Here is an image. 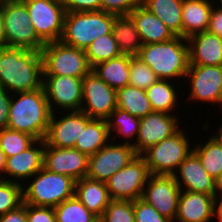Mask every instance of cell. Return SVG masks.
<instances>
[{"label": "cell", "mask_w": 222, "mask_h": 222, "mask_svg": "<svg viewBox=\"0 0 222 222\" xmlns=\"http://www.w3.org/2000/svg\"><path fill=\"white\" fill-rule=\"evenodd\" d=\"M18 1H20V2H26V1H29V0H18Z\"/></svg>", "instance_id": "db71d44e"}, {"label": "cell", "mask_w": 222, "mask_h": 222, "mask_svg": "<svg viewBox=\"0 0 222 222\" xmlns=\"http://www.w3.org/2000/svg\"><path fill=\"white\" fill-rule=\"evenodd\" d=\"M134 214L135 222H174L141 198L134 200Z\"/></svg>", "instance_id": "ab89813d"}, {"label": "cell", "mask_w": 222, "mask_h": 222, "mask_svg": "<svg viewBox=\"0 0 222 222\" xmlns=\"http://www.w3.org/2000/svg\"><path fill=\"white\" fill-rule=\"evenodd\" d=\"M82 79L71 76H43V89L50 109L55 113L80 111L82 106ZM55 107V108H54Z\"/></svg>", "instance_id": "5bb4252c"}, {"label": "cell", "mask_w": 222, "mask_h": 222, "mask_svg": "<svg viewBox=\"0 0 222 222\" xmlns=\"http://www.w3.org/2000/svg\"><path fill=\"white\" fill-rule=\"evenodd\" d=\"M89 157L75 148H57L45 142L43 168L78 181L86 177Z\"/></svg>", "instance_id": "e0dca14e"}, {"label": "cell", "mask_w": 222, "mask_h": 222, "mask_svg": "<svg viewBox=\"0 0 222 222\" xmlns=\"http://www.w3.org/2000/svg\"><path fill=\"white\" fill-rule=\"evenodd\" d=\"M189 46V65H222V38L199 32L187 38Z\"/></svg>", "instance_id": "7402d4cb"}, {"label": "cell", "mask_w": 222, "mask_h": 222, "mask_svg": "<svg viewBox=\"0 0 222 222\" xmlns=\"http://www.w3.org/2000/svg\"><path fill=\"white\" fill-rule=\"evenodd\" d=\"M5 165H6V156L0 148V178L3 176Z\"/></svg>", "instance_id": "f907efd6"}, {"label": "cell", "mask_w": 222, "mask_h": 222, "mask_svg": "<svg viewBox=\"0 0 222 222\" xmlns=\"http://www.w3.org/2000/svg\"><path fill=\"white\" fill-rule=\"evenodd\" d=\"M99 220L100 222H135L134 201L112 199Z\"/></svg>", "instance_id": "f35d334b"}, {"label": "cell", "mask_w": 222, "mask_h": 222, "mask_svg": "<svg viewBox=\"0 0 222 222\" xmlns=\"http://www.w3.org/2000/svg\"><path fill=\"white\" fill-rule=\"evenodd\" d=\"M51 115L43 88L14 93L10 101L7 128L30 134L36 140H45Z\"/></svg>", "instance_id": "7a4b0ae2"}, {"label": "cell", "mask_w": 222, "mask_h": 222, "mask_svg": "<svg viewBox=\"0 0 222 222\" xmlns=\"http://www.w3.org/2000/svg\"><path fill=\"white\" fill-rule=\"evenodd\" d=\"M214 183H215L214 197L216 200L222 199V172L214 179Z\"/></svg>", "instance_id": "c3c4849f"}, {"label": "cell", "mask_w": 222, "mask_h": 222, "mask_svg": "<svg viewBox=\"0 0 222 222\" xmlns=\"http://www.w3.org/2000/svg\"><path fill=\"white\" fill-rule=\"evenodd\" d=\"M44 149L45 140H36L26 150L13 156L6 157L4 174L0 179L25 185V182L21 183V181L30 179L43 168Z\"/></svg>", "instance_id": "d6986e66"}, {"label": "cell", "mask_w": 222, "mask_h": 222, "mask_svg": "<svg viewBox=\"0 0 222 222\" xmlns=\"http://www.w3.org/2000/svg\"><path fill=\"white\" fill-rule=\"evenodd\" d=\"M183 0H141V5L159 18L175 36L182 37Z\"/></svg>", "instance_id": "83f0119b"}, {"label": "cell", "mask_w": 222, "mask_h": 222, "mask_svg": "<svg viewBox=\"0 0 222 222\" xmlns=\"http://www.w3.org/2000/svg\"><path fill=\"white\" fill-rule=\"evenodd\" d=\"M117 108L129 114L143 118L151 113L152 106L145 90L133 86H125L116 90Z\"/></svg>", "instance_id": "4dcf8cb0"}, {"label": "cell", "mask_w": 222, "mask_h": 222, "mask_svg": "<svg viewBox=\"0 0 222 222\" xmlns=\"http://www.w3.org/2000/svg\"><path fill=\"white\" fill-rule=\"evenodd\" d=\"M40 52L43 76L83 78L92 70L85 50L66 45L61 40L45 43Z\"/></svg>", "instance_id": "8992f818"}, {"label": "cell", "mask_w": 222, "mask_h": 222, "mask_svg": "<svg viewBox=\"0 0 222 222\" xmlns=\"http://www.w3.org/2000/svg\"><path fill=\"white\" fill-rule=\"evenodd\" d=\"M179 117L173 114L152 111L140 118V127L135 142L134 151L141 155L149 147L173 136L181 128Z\"/></svg>", "instance_id": "9a60e30c"}, {"label": "cell", "mask_w": 222, "mask_h": 222, "mask_svg": "<svg viewBox=\"0 0 222 222\" xmlns=\"http://www.w3.org/2000/svg\"><path fill=\"white\" fill-rule=\"evenodd\" d=\"M218 7L213 5L207 31L222 38V9Z\"/></svg>", "instance_id": "f6af8a7d"}, {"label": "cell", "mask_w": 222, "mask_h": 222, "mask_svg": "<svg viewBox=\"0 0 222 222\" xmlns=\"http://www.w3.org/2000/svg\"><path fill=\"white\" fill-rule=\"evenodd\" d=\"M137 57L151 68L158 79H185L189 68L187 38L175 36L166 42L145 44Z\"/></svg>", "instance_id": "3957f363"}, {"label": "cell", "mask_w": 222, "mask_h": 222, "mask_svg": "<svg viewBox=\"0 0 222 222\" xmlns=\"http://www.w3.org/2000/svg\"><path fill=\"white\" fill-rule=\"evenodd\" d=\"M6 46L7 44H6L4 21H3V15H2V0H0V49L5 48Z\"/></svg>", "instance_id": "7dc6e473"}, {"label": "cell", "mask_w": 222, "mask_h": 222, "mask_svg": "<svg viewBox=\"0 0 222 222\" xmlns=\"http://www.w3.org/2000/svg\"><path fill=\"white\" fill-rule=\"evenodd\" d=\"M130 56L119 55L99 63L92 71L111 88L119 89L129 85Z\"/></svg>", "instance_id": "f1b7e54d"}, {"label": "cell", "mask_w": 222, "mask_h": 222, "mask_svg": "<svg viewBox=\"0 0 222 222\" xmlns=\"http://www.w3.org/2000/svg\"><path fill=\"white\" fill-rule=\"evenodd\" d=\"M86 56L91 68L121 55L113 32L94 40L86 49Z\"/></svg>", "instance_id": "836d02e7"}, {"label": "cell", "mask_w": 222, "mask_h": 222, "mask_svg": "<svg viewBox=\"0 0 222 222\" xmlns=\"http://www.w3.org/2000/svg\"><path fill=\"white\" fill-rule=\"evenodd\" d=\"M129 15L134 20L143 45L166 42L175 37L173 32L159 18L141 4L134 8Z\"/></svg>", "instance_id": "603a6c76"}, {"label": "cell", "mask_w": 222, "mask_h": 222, "mask_svg": "<svg viewBox=\"0 0 222 222\" xmlns=\"http://www.w3.org/2000/svg\"><path fill=\"white\" fill-rule=\"evenodd\" d=\"M23 3L29 13L30 24L44 43L61 40L66 14L62 0H29Z\"/></svg>", "instance_id": "9c48e42d"}, {"label": "cell", "mask_w": 222, "mask_h": 222, "mask_svg": "<svg viewBox=\"0 0 222 222\" xmlns=\"http://www.w3.org/2000/svg\"><path fill=\"white\" fill-rule=\"evenodd\" d=\"M173 84L175 83L171 80L158 79L146 90V94L153 111L167 114H171L172 111H176L178 108L176 106H178V101L180 100H178V89L176 90L177 87Z\"/></svg>", "instance_id": "f546056e"}, {"label": "cell", "mask_w": 222, "mask_h": 222, "mask_svg": "<svg viewBox=\"0 0 222 222\" xmlns=\"http://www.w3.org/2000/svg\"><path fill=\"white\" fill-rule=\"evenodd\" d=\"M23 184L0 179V216L23 203Z\"/></svg>", "instance_id": "74e56055"}, {"label": "cell", "mask_w": 222, "mask_h": 222, "mask_svg": "<svg viewBox=\"0 0 222 222\" xmlns=\"http://www.w3.org/2000/svg\"><path fill=\"white\" fill-rule=\"evenodd\" d=\"M158 80L151 68L137 56H130L129 85L147 90Z\"/></svg>", "instance_id": "8d00e7d4"}, {"label": "cell", "mask_w": 222, "mask_h": 222, "mask_svg": "<svg viewBox=\"0 0 222 222\" xmlns=\"http://www.w3.org/2000/svg\"><path fill=\"white\" fill-rule=\"evenodd\" d=\"M214 1L183 0L182 2V37L207 31Z\"/></svg>", "instance_id": "d4e9b609"}, {"label": "cell", "mask_w": 222, "mask_h": 222, "mask_svg": "<svg viewBox=\"0 0 222 222\" xmlns=\"http://www.w3.org/2000/svg\"><path fill=\"white\" fill-rule=\"evenodd\" d=\"M137 154L131 144L112 143L89 156L86 177L106 182L117 171L125 167Z\"/></svg>", "instance_id": "7c38bea8"}, {"label": "cell", "mask_w": 222, "mask_h": 222, "mask_svg": "<svg viewBox=\"0 0 222 222\" xmlns=\"http://www.w3.org/2000/svg\"><path fill=\"white\" fill-rule=\"evenodd\" d=\"M181 189L173 175L151 174L141 199L152 205L162 216L174 221Z\"/></svg>", "instance_id": "2e32d148"}, {"label": "cell", "mask_w": 222, "mask_h": 222, "mask_svg": "<svg viewBox=\"0 0 222 222\" xmlns=\"http://www.w3.org/2000/svg\"><path fill=\"white\" fill-rule=\"evenodd\" d=\"M115 16L102 10L66 12L61 41L85 50L97 38L112 33Z\"/></svg>", "instance_id": "277c9868"}, {"label": "cell", "mask_w": 222, "mask_h": 222, "mask_svg": "<svg viewBox=\"0 0 222 222\" xmlns=\"http://www.w3.org/2000/svg\"><path fill=\"white\" fill-rule=\"evenodd\" d=\"M35 176V177H34ZM29 186H23V202L33 206L55 207L75 195V180L53 173L45 168L31 178Z\"/></svg>", "instance_id": "5b68a950"}, {"label": "cell", "mask_w": 222, "mask_h": 222, "mask_svg": "<svg viewBox=\"0 0 222 222\" xmlns=\"http://www.w3.org/2000/svg\"><path fill=\"white\" fill-rule=\"evenodd\" d=\"M55 114L51 115L45 142L52 147L74 148L82 135V127H86L91 118L81 110L67 111V115L60 119Z\"/></svg>", "instance_id": "ac0fdd59"}, {"label": "cell", "mask_w": 222, "mask_h": 222, "mask_svg": "<svg viewBox=\"0 0 222 222\" xmlns=\"http://www.w3.org/2000/svg\"><path fill=\"white\" fill-rule=\"evenodd\" d=\"M36 139L30 134L9 128L0 130V148L6 157L13 156L31 146Z\"/></svg>", "instance_id": "d590c367"}, {"label": "cell", "mask_w": 222, "mask_h": 222, "mask_svg": "<svg viewBox=\"0 0 222 222\" xmlns=\"http://www.w3.org/2000/svg\"><path fill=\"white\" fill-rule=\"evenodd\" d=\"M173 176L182 191L184 189V191L214 195V179L206 172L193 151L179 165Z\"/></svg>", "instance_id": "44dd1931"}, {"label": "cell", "mask_w": 222, "mask_h": 222, "mask_svg": "<svg viewBox=\"0 0 222 222\" xmlns=\"http://www.w3.org/2000/svg\"><path fill=\"white\" fill-rule=\"evenodd\" d=\"M0 222H27L26 203L0 216Z\"/></svg>", "instance_id": "bcb514c9"}, {"label": "cell", "mask_w": 222, "mask_h": 222, "mask_svg": "<svg viewBox=\"0 0 222 222\" xmlns=\"http://www.w3.org/2000/svg\"><path fill=\"white\" fill-rule=\"evenodd\" d=\"M215 216L218 222H222V199L216 200Z\"/></svg>", "instance_id": "681fc988"}, {"label": "cell", "mask_w": 222, "mask_h": 222, "mask_svg": "<svg viewBox=\"0 0 222 222\" xmlns=\"http://www.w3.org/2000/svg\"><path fill=\"white\" fill-rule=\"evenodd\" d=\"M116 107V89L107 85L91 70L82 79V106L80 110L91 119L107 120Z\"/></svg>", "instance_id": "8fae6325"}, {"label": "cell", "mask_w": 222, "mask_h": 222, "mask_svg": "<svg viewBox=\"0 0 222 222\" xmlns=\"http://www.w3.org/2000/svg\"><path fill=\"white\" fill-rule=\"evenodd\" d=\"M185 132L180 129L173 136L149 147L141 154L150 174L173 175L177 171L179 165L193 151Z\"/></svg>", "instance_id": "52a82bcc"}, {"label": "cell", "mask_w": 222, "mask_h": 222, "mask_svg": "<svg viewBox=\"0 0 222 222\" xmlns=\"http://www.w3.org/2000/svg\"><path fill=\"white\" fill-rule=\"evenodd\" d=\"M111 135L106 120L91 119L86 127H82V135L77 140L74 148L88 157L109 143Z\"/></svg>", "instance_id": "4316f807"}, {"label": "cell", "mask_w": 222, "mask_h": 222, "mask_svg": "<svg viewBox=\"0 0 222 222\" xmlns=\"http://www.w3.org/2000/svg\"><path fill=\"white\" fill-rule=\"evenodd\" d=\"M66 12L102 10V0H62Z\"/></svg>", "instance_id": "7bdbcfd3"}, {"label": "cell", "mask_w": 222, "mask_h": 222, "mask_svg": "<svg viewBox=\"0 0 222 222\" xmlns=\"http://www.w3.org/2000/svg\"><path fill=\"white\" fill-rule=\"evenodd\" d=\"M215 204L214 195L181 190L174 222H210L215 217Z\"/></svg>", "instance_id": "ffe728a7"}, {"label": "cell", "mask_w": 222, "mask_h": 222, "mask_svg": "<svg viewBox=\"0 0 222 222\" xmlns=\"http://www.w3.org/2000/svg\"><path fill=\"white\" fill-rule=\"evenodd\" d=\"M205 143L197 144L193 152L206 172L215 179L222 172V143L213 135Z\"/></svg>", "instance_id": "1f68e13d"}, {"label": "cell", "mask_w": 222, "mask_h": 222, "mask_svg": "<svg viewBox=\"0 0 222 222\" xmlns=\"http://www.w3.org/2000/svg\"><path fill=\"white\" fill-rule=\"evenodd\" d=\"M108 124V129L111 135V139L113 138V131L116 132V136L122 135L121 138H125L128 140H122L125 144H131L133 146V140L138 135L139 127H140V118H137L127 111L117 108L110 114L108 119L106 120ZM130 139V140H129ZM131 143H130V142Z\"/></svg>", "instance_id": "d6a6232c"}, {"label": "cell", "mask_w": 222, "mask_h": 222, "mask_svg": "<svg viewBox=\"0 0 222 222\" xmlns=\"http://www.w3.org/2000/svg\"><path fill=\"white\" fill-rule=\"evenodd\" d=\"M27 222H56L54 207L33 206L26 203Z\"/></svg>", "instance_id": "b9f144b4"}, {"label": "cell", "mask_w": 222, "mask_h": 222, "mask_svg": "<svg viewBox=\"0 0 222 222\" xmlns=\"http://www.w3.org/2000/svg\"><path fill=\"white\" fill-rule=\"evenodd\" d=\"M0 86L11 94L43 88L41 52L24 47L1 48Z\"/></svg>", "instance_id": "6da1fadb"}, {"label": "cell", "mask_w": 222, "mask_h": 222, "mask_svg": "<svg viewBox=\"0 0 222 222\" xmlns=\"http://www.w3.org/2000/svg\"><path fill=\"white\" fill-rule=\"evenodd\" d=\"M12 94L0 86V130L7 128Z\"/></svg>", "instance_id": "ee69618b"}, {"label": "cell", "mask_w": 222, "mask_h": 222, "mask_svg": "<svg viewBox=\"0 0 222 222\" xmlns=\"http://www.w3.org/2000/svg\"><path fill=\"white\" fill-rule=\"evenodd\" d=\"M216 2H217V3L219 2V3H218V4H216V5H219V6H220L219 8H221V9H222V0H217Z\"/></svg>", "instance_id": "f5cc1de1"}, {"label": "cell", "mask_w": 222, "mask_h": 222, "mask_svg": "<svg viewBox=\"0 0 222 222\" xmlns=\"http://www.w3.org/2000/svg\"><path fill=\"white\" fill-rule=\"evenodd\" d=\"M150 175L144 158L137 155L106 181L111 199L134 201L141 198Z\"/></svg>", "instance_id": "30bf717a"}, {"label": "cell", "mask_w": 222, "mask_h": 222, "mask_svg": "<svg viewBox=\"0 0 222 222\" xmlns=\"http://www.w3.org/2000/svg\"><path fill=\"white\" fill-rule=\"evenodd\" d=\"M75 195L98 219L112 200L106 182L83 177L75 182Z\"/></svg>", "instance_id": "cb8c5ba5"}, {"label": "cell", "mask_w": 222, "mask_h": 222, "mask_svg": "<svg viewBox=\"0 0 222 222\" xmlns=\"http://www.w3.org/2000/svg\"><path fill=\"white\" fill-rule=\"evenodd\" d=\"M112 32L122 55L134 57L139 54L143 43L130 15H116Z\"/></svg>", "instance_id": "484cf974"}, {"label": "cell", "mask_w": 222, "mask_h": 222, "mask_svg": "<svg viewBox=\"0 0 222 222\" xmlns=\"http://www.w3.org/2000/svg\"><path fill=\"white\" fill-rule=\"evenodd\" d=\"M2 15L8 47H24L40 52L45 43L30 24V17L23 2L2 0Z\"/></svg>", "instance_id": "ba28073f"}, {"label": "cell", "mask_w": 222, "mask_h": 222, "mask_svg": "<svg viewBox=\"0 0 222 222\" xmlns=\"http://www.w3.org/2000/svg\"><path fill=\"white\" fill-rule=\"evenodd\" d=\"M54 211L56 222H95L98 219L76 195L55 206Z\"/></svg>", "instance_id": "e575fe53"}, {"label": "cell", "mask_w": 222, "mask_h": 222, "mask_svg": "<svg viewBox=\"0 0 222 222\" xmlns=\"http://www.w3.org/2000/svg\"><path fill=\"white\" fill-rule=\"evenodd\" d=\"M186 79L190 82L189 101L207 102L214 105L222 102V65H189Z\"/></svg>", "instance_id": "4fadbf2b"}, {"label": "cell", "mask_w": 222, "mask_h": 222, "mask_svg": "<svg viewBox=\"0 0 222 222\" xmlns=\"http://www.w3.org/2000/svg\"><path fill=\"white\" fill-rule=\"evenodd\" d=\"M213 136H215L222 143V125H220V128L216 130V134H214Z\"/></svg>", "instance_id": "816d5d0a"}, {"label": "cell", "mask_w": 222, "mask_h": 222, "mask_svg": "<svg viewBox=\"0 0 222 222\" xmlns=\"http://www.w3.org/2000/svg\"><path fill=\"white\" fill-rule=\"evenodd\" d=\"M141 0H102V11L115 15H129Z\"/></svg>", "instance_id": "60d3db41"}]
</instances>
